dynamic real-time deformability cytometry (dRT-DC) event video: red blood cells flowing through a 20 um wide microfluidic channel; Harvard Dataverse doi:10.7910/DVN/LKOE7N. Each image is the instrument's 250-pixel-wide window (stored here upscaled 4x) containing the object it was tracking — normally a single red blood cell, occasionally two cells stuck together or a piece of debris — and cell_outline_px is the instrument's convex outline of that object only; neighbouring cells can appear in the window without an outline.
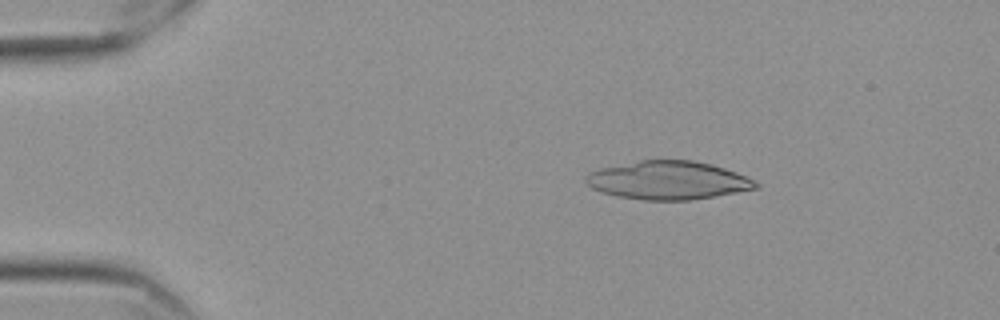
{"species": "Egyptian fruit bat (a non-hibernating species)", "species_latin": "Rousettus aegyptiacus", "temperature_condition": "cold", "stored_images_in_passage": 52, "camera_frame_rate_fps": 3000, "um_per_image_px": 0.085, "frame": {"image": 1, "passage_image": 5, "time_ms": 1.333, "image_size_px": [1000, 320], "cell_outline_px": [[760, 188], [716, 196], [688, 200], [644, 200], [616, 196], [600, 192], [592, 188], [584, 180], [584, 176], [588, 172], [600, 168], [640, 160], [692, 160], [712, 164], [736, 172], [760, 184]], "centroid_in_image_um": [56.76, 15.33], "position_along_channel_um": 28.2, "area_um2": 38.09}}